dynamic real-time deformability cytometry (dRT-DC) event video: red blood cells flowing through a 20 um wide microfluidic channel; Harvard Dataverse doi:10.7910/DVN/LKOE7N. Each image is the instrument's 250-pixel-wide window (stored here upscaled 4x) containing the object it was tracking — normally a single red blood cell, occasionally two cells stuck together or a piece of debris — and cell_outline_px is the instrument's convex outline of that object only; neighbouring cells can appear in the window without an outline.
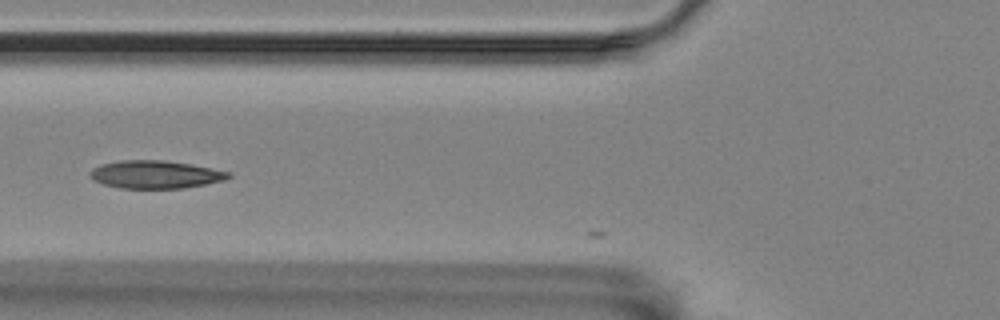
{"species": "Egyptian fruit bat (a non-hibernating species)", "species_latin": "Rousettus aegyptiacus", "temperature_condition": "room temperature", "stored_images_in_passage": 8, "camera_frame_rate_fps": 3000, "um_per_image_px": 0.085, "animal": {"sex": "female"}, "frame": {"image": 1, "passage_image": 2, "time_ms": 0.333, "image_size_px": [1000, 320], "cell_outline_px": [[232, 176], [224, 180], [184, 188], [120, 188], [104, 184], [92, 180], [88, 176], [88, 172], [92, 168], [100, 164], [120, 160], [160, 160], [192, 164], [228, 172]], "centroid_in_image_um": [13.13, 14.83], "position_along_channel_um": 112.7, "area_um2": 22.48}}
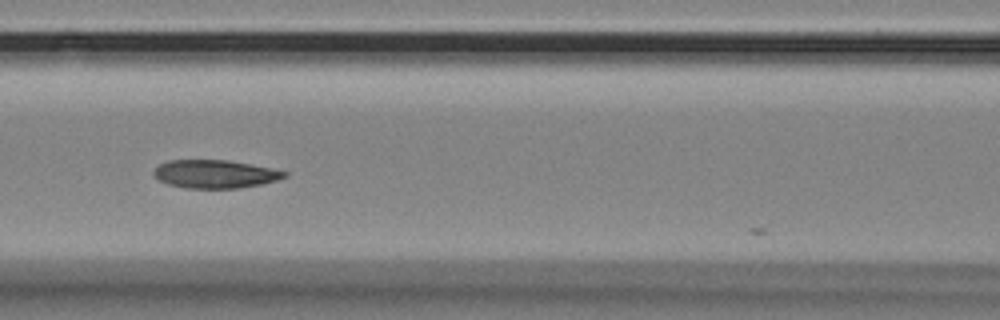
{"frame": {"image": 2, "passage_image": 5, "time_ms": 1.333, "image_size_px": [1000, 320], "cell_outline_px": [[288, 176], [276, 180], [260, 184], [240, 188], [184, 188], [168, 184], [152, 176], [152, 172], [160, 164], [168, 160], [228, 160], [272, 168], [288, 172]], "centroid_in_image_um": [18.26, 14.79], "position_along_channel_um": 148.3, "area_um2": 21.5}}